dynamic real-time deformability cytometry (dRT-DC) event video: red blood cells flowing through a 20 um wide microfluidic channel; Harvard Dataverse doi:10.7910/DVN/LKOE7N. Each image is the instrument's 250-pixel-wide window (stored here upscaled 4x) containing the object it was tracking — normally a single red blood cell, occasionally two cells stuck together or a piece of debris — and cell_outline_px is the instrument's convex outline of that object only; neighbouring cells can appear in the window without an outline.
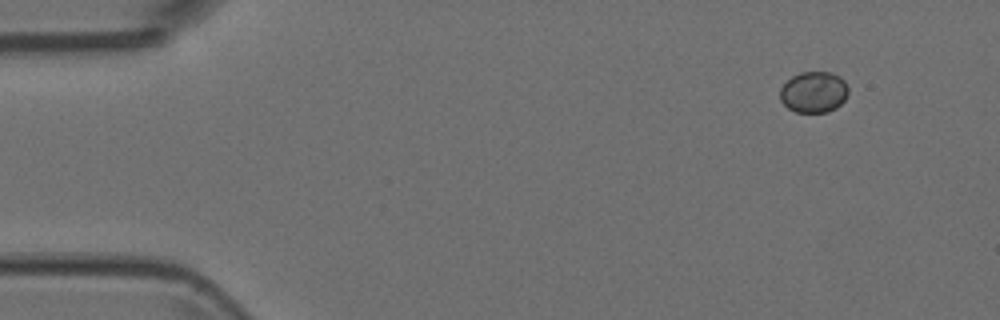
{"species": "Egyptian fruit bat (a non-hibernating species)", "species_latin": "Rousettus aegyptiacus", "temperature_condition": "room temperature", "stored_images_in_passage": 5, "camera_frame_rate_fps": 3000, "um_per_image_px": 0.085, "animal": {"sex": "female"}, "frame": {"image": 1, "passage_image": 2, "time_ms": 0.333, "image_size_px": [1000, 320], "cell_outline_px": [[848, 92], [844, 100], [836, 108], [828, 112], [796, 112], [788, 108], [780, 100], [780, 88], [792, 76], [800, 72], [832, 72], [840, 76], [844, 80], [848, 88]], "centroid_in_image_um": [69.17, 7.82], "position_along_channel_um": 15.8, "area_um2": 16.42}}
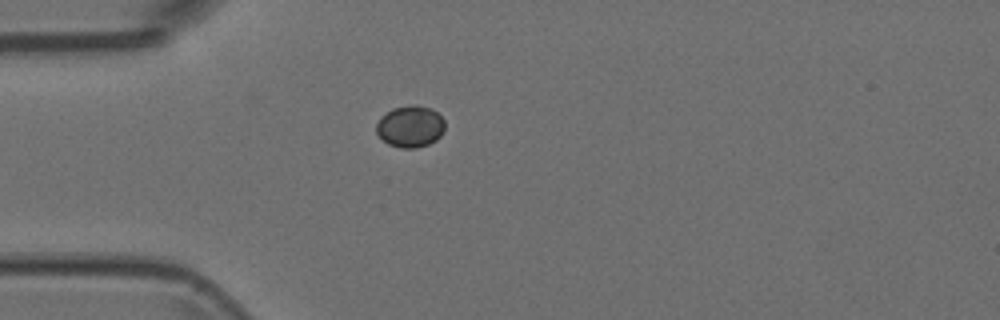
{"frame": {"image": 2, "passage_image": 5, "time_ms": 1.333, "image_size_px": [1000, 320], "cell_outline_px": [[444, 132], [436, 140], [428, 144], [416, 148], [400, 148], [388, 144], [376, 132], [376, 124], [380, 116], [392, 108], [412, 104], [416, 104], [432, 108], [444, 120]], "centroid_in_image_um": [34.87, 10.73], "position_along_channel_um": 50.1, "area_um2": 16.82}}